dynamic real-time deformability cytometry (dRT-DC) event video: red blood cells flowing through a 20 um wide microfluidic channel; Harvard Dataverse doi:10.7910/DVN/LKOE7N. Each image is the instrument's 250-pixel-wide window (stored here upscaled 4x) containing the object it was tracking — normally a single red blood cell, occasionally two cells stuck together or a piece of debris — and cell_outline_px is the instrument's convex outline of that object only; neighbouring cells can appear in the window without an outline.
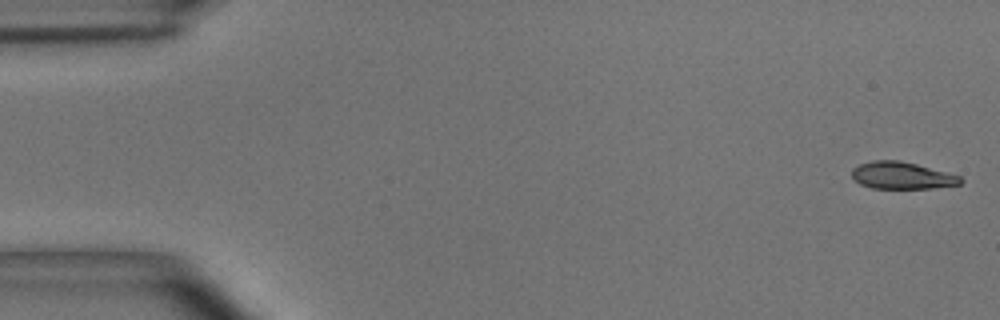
{"species": "common noctule bat (a hibernating species)", "species_latin": "Nyctalus noctula", "temperature_condition": "room temperature", "stored_images_in_passage": 54, "camera_frame_rate_fps": 3000, "um_per_image_px": 0.085, "animal": {"sex": "male", "body_mass_g": 15.6}, "frame": {"image": 1, "passage_image": 1, "time_ms": 0.0, "image_size_px": [1000, 320], "cell_outline_px": [[964, 180], [960, 184], [932, 188], [872, 188], [860, 184], [852, 176], [852, 168], [860, 164], [872, 160], [900, 160], [916, 164], [960, 176]], "centroid_in_image_um": [76.64, 14.91], "position_along_channel_um": 8.4, "area_um2": 16.99}}
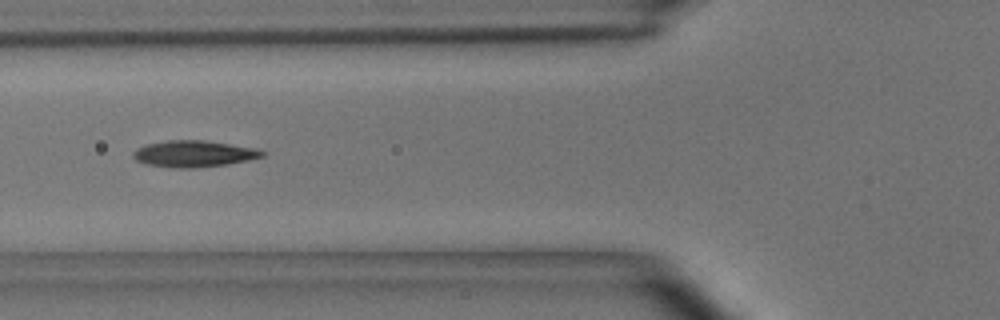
{"frame": {"image": 2, "passage_image": 20, "time_ms": 6.333, "image_size_px": [1000, 320], "cell_outline_px": [[268, 152], [264, 156], [248, 160], [228, 164], [192, 168], [172, 168], [144, 164], [136, 160], [132, 156], [132, 152], [136, 148], [144, 144], [168, 140], [204, 140], [256, 148]], "centroid_in_image_um": [16.45, 13.07], "position_along_channel_um": 109.4, "area_um2": 20.17}}
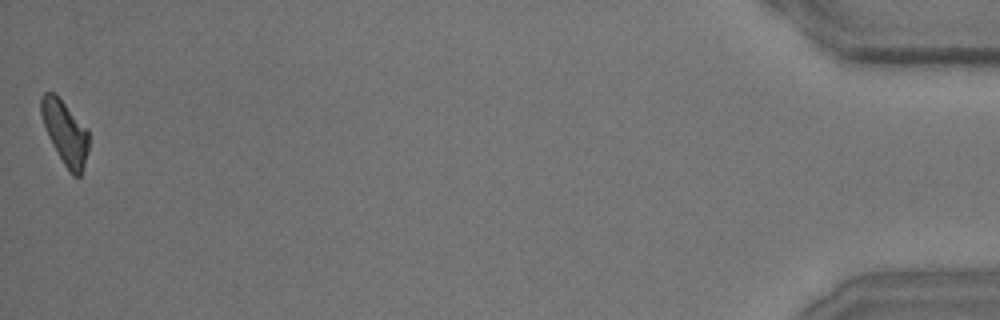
{"frame": {"image": 3, "passage_image": 54, "time_ms": 17.667, "image_size_px": [1000, 320], "cell_outline_px": [[88, 148], [84, 164], [80, 176], [72, 176], [68, 172], [52, 144], [48, 136], [40, 112], [40, 96], [44, 92], [56, 92], [88, 128]], "centroid_in_image_um": [5.52, 11.22], "position_along_channel_um": 429.7, "area_um2": 17.98}, "authors_computed_cell_mechanics": {"area_um2": 18.8139, "velocity_mm_per_s": 3.6496, "shape_relaxation_time_tau1_ms": 3.5874, "shape_relaxation_time_tau2_ms": 3.1021, "deformation_change_tau1": 0.155, "deformation_change_tau2": 0.1065}}